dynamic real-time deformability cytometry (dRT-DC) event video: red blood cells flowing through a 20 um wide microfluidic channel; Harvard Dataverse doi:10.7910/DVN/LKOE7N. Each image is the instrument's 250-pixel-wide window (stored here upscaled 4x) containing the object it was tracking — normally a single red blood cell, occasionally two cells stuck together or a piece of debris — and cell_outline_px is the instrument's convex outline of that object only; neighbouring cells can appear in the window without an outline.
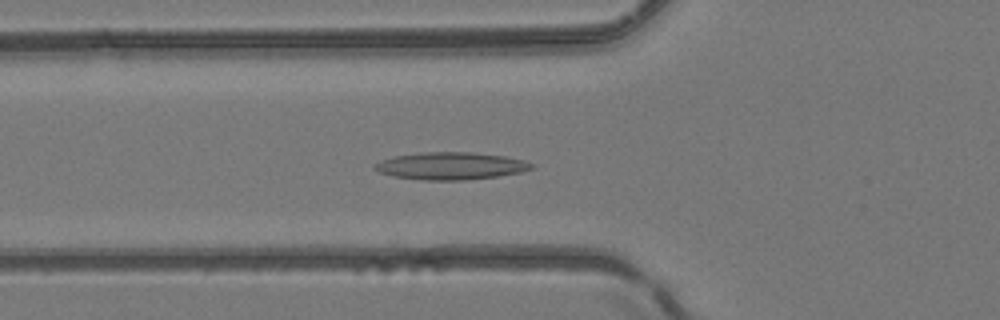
{"species": "common noctule bat (a hibernating species)", "species_latin": "Nyctalus noctula", "temperature_condition": "room temperature", "stored_images_in_passage": 51, "camera_frame_rate_fps": 3000, "um_per_image_px": 0.085, "animal": {"sex": "female", "body_mass_g": 24.6, "forearm_length_mm": 56.2}, "frame": {"image": 1, "passage_image": 19, "time_ms": 6.0, "image_size_px": [1000, 320], "cell_outline_px": [[536, 164], [532, 168], [520, 172], [496, 176], [464, 180], [420, 180], [392, 176], [380, 172], [372, 168], [380, 160], [392, 156], [420, 152], [472, 152], [504, 156], [524, 160]], "centroid_in_image_um": [38.28, 14.09], "position_along_channel_um": 87.5, "area_um2": 25.09}}
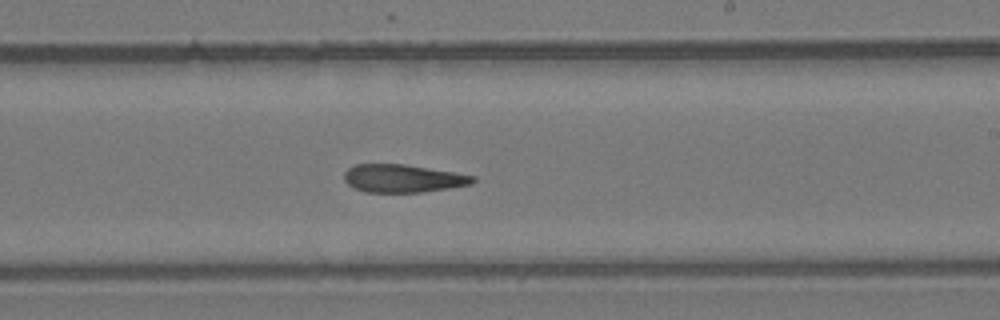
{"frame": {"image": 2, "passage_image": 31, "time_ms": 10.0, "image_size_px": [1000, 320], "cell_outline_px": [[476, 180], [472, 184], [448, 188], [420, 192], [364, 192], [348, 184], [344, 180], [344, 172], [348, 168], [356, 164], [404, 164], [456, 172], [476, 176]], "centroid_in_image_um": [34.26, 15.16], "position_along_channel_um": 254.7, "area_um2": 20.98}}
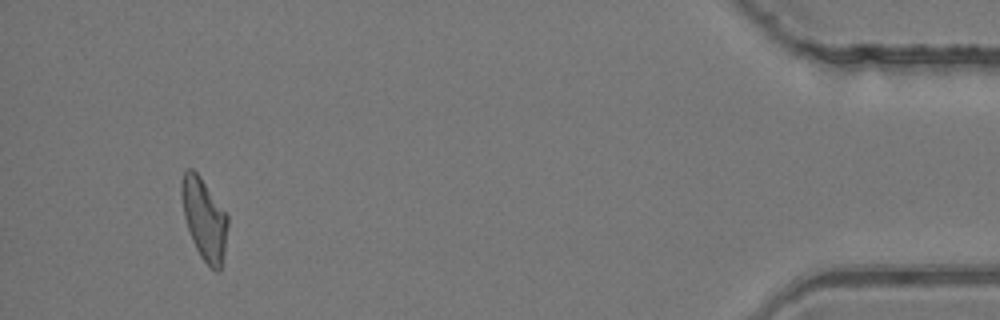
{"frame": {"image": 3, "passage_image": 48, "time_ms": 15.667, "image_size_px": [1000, 320], "cell_outline_px": [[228, 224], [224, 252], [220, 272], [216, 272], [200, 256], [192, 240], [184, 216], [180, 192], [180, 184], [184, 172], [188, 168], [192, 168], [200, 176], [228, 216]], "centroid_in_image_um": [17.35, 18.6], "position_along_channel_um": 417.9, "area_um2": 21.73}, "authors_computed_cell_mechanics": {"area_um2": 22.253, "velocity_mm_per_s": 4.1691, "shape_relaxation_time_tau1_ms": null, "shape_relaxation_time_tau2_ms": 4.4422, "deformation_change_tau1": null, "deformation_change_tau2": 0.1529}}